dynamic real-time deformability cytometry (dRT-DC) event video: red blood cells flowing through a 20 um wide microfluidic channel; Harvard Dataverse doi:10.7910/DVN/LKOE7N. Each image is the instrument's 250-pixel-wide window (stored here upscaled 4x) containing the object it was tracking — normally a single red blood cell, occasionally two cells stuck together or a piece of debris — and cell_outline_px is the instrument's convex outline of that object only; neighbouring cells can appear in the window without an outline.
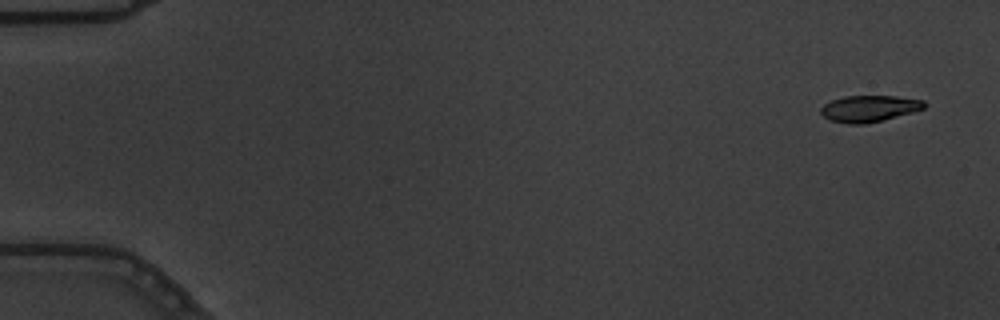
{"species": "common noctule bat (a hibernating species)", "species_latin": "Nyctalus noctula", "temperature_condition": "warm", "stored_images_in_passage": 5, "camera_frame_rate_fps": 3000, "um_per_image_px": 0.085, "animal": {"sex": "male", "body_mass_g": 19.5, "forearm_length_mm": 54.6}, "frame": {"image": 1, "passage_image": 1, "time_ms": 0.0, "image_size_px": [1000, 320], "cell_outline_px": [[928, 104], [924, 108], [912, 112], [884, 120], [864, 124], [848, 124], [828, 120], [820, 112], [820, 108], [824, 104], [832, 100], [844, 96], [896, 96], [924, 100]], "centroid_in_image_um": [73.88, 9.23], "position_along_channel_um": 11.1, "area_um2": 16.07}}
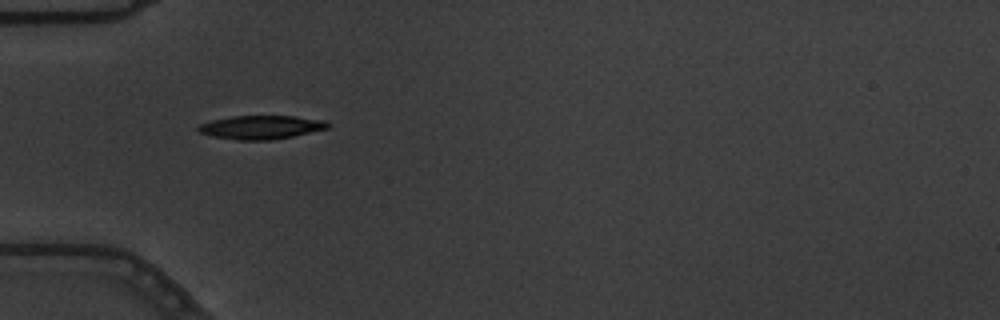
{"frame": {"image": 2, "passage_image": 4, "time_ms": 1.0, "image_size_px": [1000, 320], "cell_outline_px": [[332, 124], [328, 128], [292, 136], [268, 140], [240, 140], [212, 136], [200, 132], [196, 128], [200, 124], [212, 120], [232, 116], [296, 116], [324, 120]], "centroid_in_image_um": [22.21, 10.81], "position_along_channel_um": 62.8, "area_um2": 17.69}}